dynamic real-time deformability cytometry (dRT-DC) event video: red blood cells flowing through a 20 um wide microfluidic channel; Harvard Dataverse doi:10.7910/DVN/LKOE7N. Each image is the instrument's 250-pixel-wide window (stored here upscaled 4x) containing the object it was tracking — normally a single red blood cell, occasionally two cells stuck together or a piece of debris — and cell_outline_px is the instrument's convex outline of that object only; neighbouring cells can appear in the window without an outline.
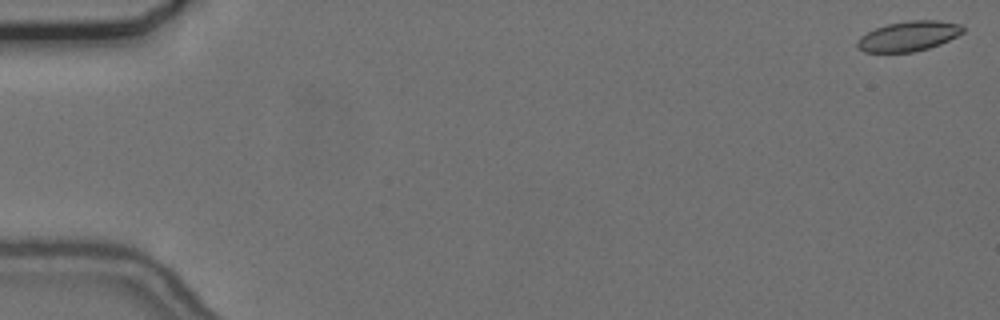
{"species": "common noctule bat (a hibernating species)", "species_latin": "Nyctalus noctula", "temperature_condition": "cold", "stored_images_in_passage": 56, "camera_frame_rate_fps": 3000, "um_per_image_px": 0.085, "animal": {"sex": "female", "body_mass_g": 24.6, "forearm_length_mm": 56.2}, "frame": {"image": 1, "passage_image": 1, "time_ms": 0.0, "image_size_px": [1000, 320], "cell_outline_px": [[964, 32], [940, 44], [928, 48], [912, 52], [864, 52], [856, 44], [856, 40], [860, 36], [876, 28], [888, 24], [908, 20], [936, 20], [960, 24], [964, 28]], "centroid_in_image_um": [77.22, 3.07], "position_along_channel_um": 7.8, "area_um2": 18.32}}
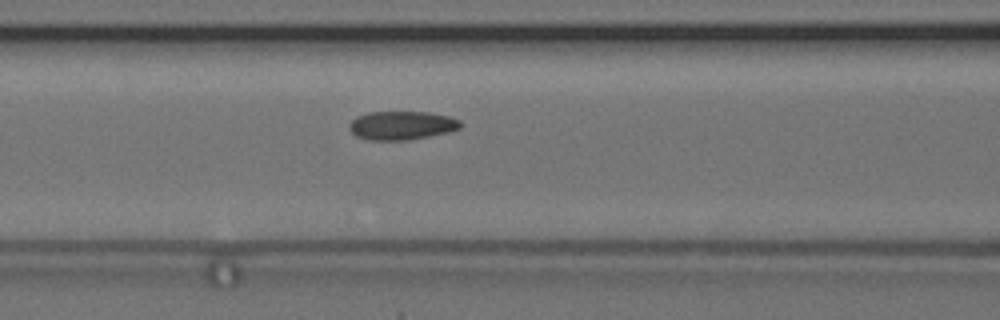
{"frame": {"image": 2, "passage_image": 24, "time_ms": 7.667, "image_size_px": [1000, 320], "cell_outline_px": [[460, 128], [448, 132], [408, 140], [368, 140], [356, 136], [348, 128], [348, 124], [356, 116], [368, 112], [428, 112], [448, 116], [460, 120]], "centroid_in_image_um": [34.1, 10.66], "position_along_channel_um": 132.5, "area_um2": 18.55}}
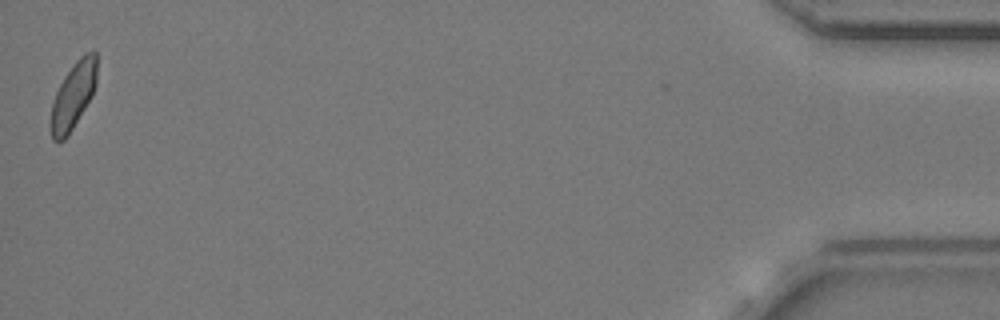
{"frame": {"image": 3, "passage_image": 56, "time_ms": 18.333, "image_size_px": [1000, 320], "cell_outline_px": [[96, 84], [92, 96], [68, 136], [64, 140], [52, 140], [48, 128], [48, 120], [52, 104], [56, 92], [64, 76], [76, 60], [84, 52], [96, 52]], "centroid_in_image_um": [6.18, 8.17], "position_along_channel_um": 429.0, "area_um2": 18.15}, "authors_computed_cell_mechanics": {"area_um2": 18.6694, "velocity_mm_per_s": 3.6653, "shape_relaxation_time_tau1_ms": null, "shape_relaxation_time_tau2_ms": 2.7961, "deformation_change_tau1": null, "deformation_change_tau2": 0.0667}}